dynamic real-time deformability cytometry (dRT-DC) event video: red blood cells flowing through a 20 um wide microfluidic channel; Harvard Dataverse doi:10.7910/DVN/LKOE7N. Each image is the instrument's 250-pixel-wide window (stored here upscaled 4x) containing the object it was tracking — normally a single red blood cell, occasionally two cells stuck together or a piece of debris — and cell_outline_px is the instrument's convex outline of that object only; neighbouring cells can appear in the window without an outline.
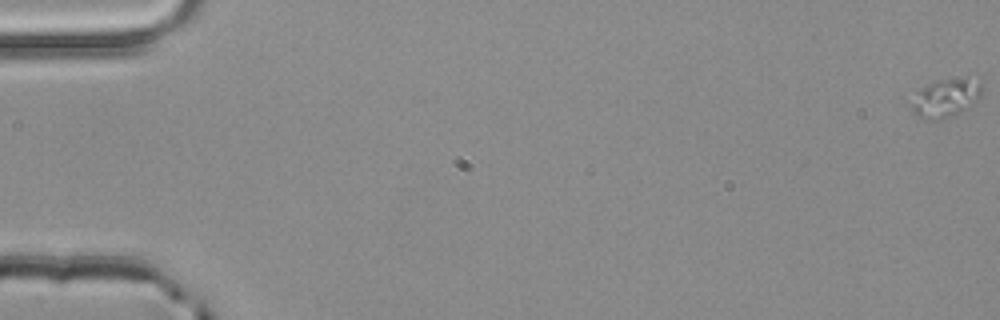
{"species": "common noctule bat (a hibernating species)", "species_latin": "Nyctalus noctula", "temperature_condition": "room temperature", "stored_images_in_passage": 2, "camera_frame_rate_fps": 3000, "um_per_image_px": 0.085, "animal": {"sex": "male", "body_mass_g": 20.4}, "frame": {"image": 1, "passage_image": 2, "time_ms": 0.333, "image_size_px": [1000, 320], "cell_outline_px": [[980, 96], [968, 108], [960, 112], [936, 120], [928, 120], [912, 112], [904, 100], [920, 88], [936, 80], [964, 76], [980, 76]], "centroid_in_image_um": [80.3, 8.27], "position_along_channel_um": 4.7, "area_um2": 16.65}}